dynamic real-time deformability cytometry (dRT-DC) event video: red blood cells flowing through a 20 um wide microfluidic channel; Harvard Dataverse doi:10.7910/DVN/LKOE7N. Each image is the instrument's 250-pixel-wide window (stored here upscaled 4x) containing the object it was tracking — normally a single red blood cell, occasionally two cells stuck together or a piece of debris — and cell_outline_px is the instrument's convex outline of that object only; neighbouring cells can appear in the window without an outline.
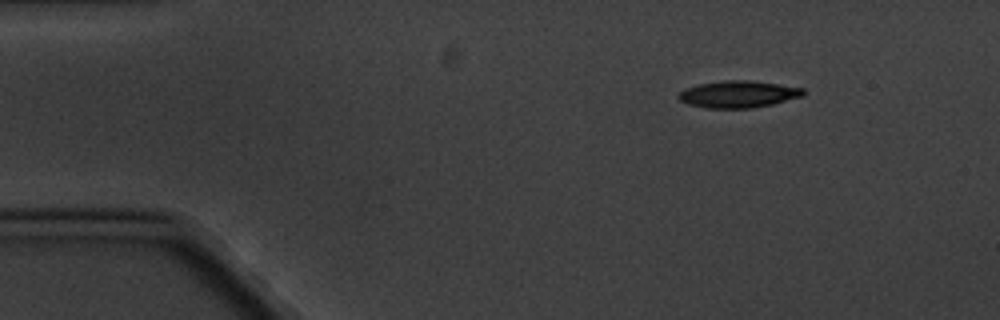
{"species": "common noctule bat (a hibernating species)", "species_latin": "Nyctalus noctula", "temperature_condition": "cold", "stored_images_in_passage": 8, "camera_frame_rate_fps": 3000, "um_per_image_px": 0.085, "animal": {"sex": "male", "body_mass_g": 20.1, "forearm_length_mm": 53.5}, "frame": {"image": 1, "passage_image": 1, "time_ms": 0.0, "image_size_px": [1000, 320], "cell_outline_px": [[804, 96], [772, 104], [752, 108], [704, 108], [688, 104], [680, 100], [676, 96], [684, 88], [700, 84], [724, 80], [748, 80], [804, 88]], "centroid_in_image_um": [62.73, 8.01], "position_along_channel_um": 22.3, "area_um2": 19.54}}
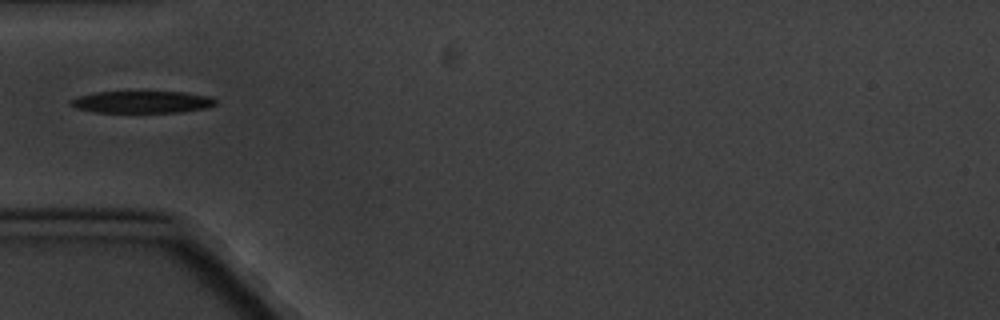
{"frame": {"image": 2, "passage_image": 4, "time_ms": 3.667, "image_size_px": [1000, 320], "cell_outline_px": [[216, 104], [204, 108], [180, 112], [96, 112], [76, 108], [68, 104], [68, 100], [80, 96], [96, 92], [132, 88], [184, 92], [208, 96], [216, 100]], "centroid_in_image_um": [12.01, 8.61], "position_along_channel_um": 73.0, "area_um2": 19.71}}